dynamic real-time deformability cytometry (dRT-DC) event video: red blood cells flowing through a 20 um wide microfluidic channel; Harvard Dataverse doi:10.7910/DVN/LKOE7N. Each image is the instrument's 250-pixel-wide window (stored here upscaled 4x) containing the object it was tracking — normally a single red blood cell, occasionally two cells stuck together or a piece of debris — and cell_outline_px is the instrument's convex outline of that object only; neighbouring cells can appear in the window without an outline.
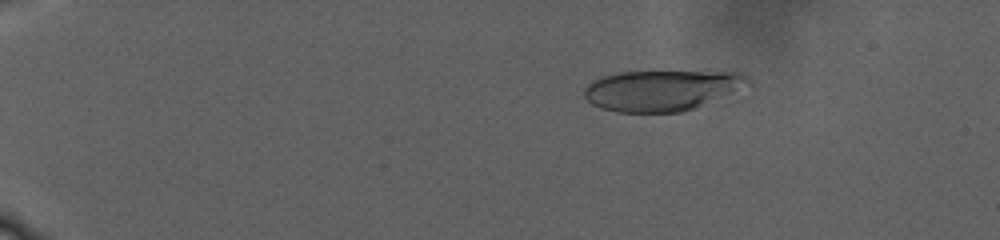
{"species": "human", "species_latin": "Homo sapiens", "temperature_condition": "warm", "stored_images_in_passage": 105, "camera_frame_rate_fps": 3000, "um_per_image_px": 0.085, "donor": {"sex": "male"}, "frame": {"image": 1, "passage_image": 25, "time_ms": 6.333, "image_size_px": [1000, 240], "cell_outline_px": [[752, 84], [696, 108], [680, 112], [616, 112], [600, 108], [592, 104], [584, 96], [584, 88], [592, 80], [600, 76], [616, 72], [740, 72], [752, 80]], "centroid_in_image_um": [56.23, 7.68], "position_along_channel_um": 28.8, "area_um2": 38.96}}
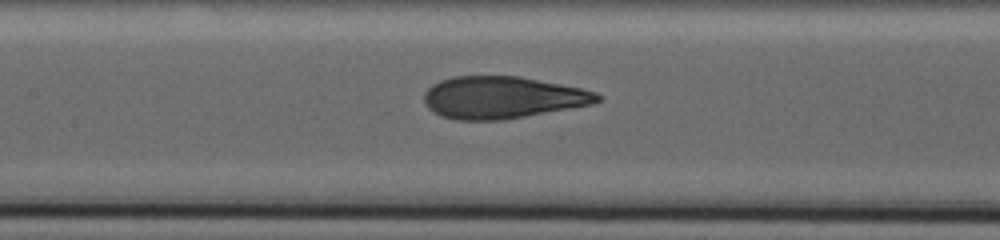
{"frame": {"image": 2, "passage_image": 71, "time_ms": 18.333, "image_size_px": [1000, 240], "cell_outline_px": [[604, 96], [600, 100], [592, 104], [504, 120], [456, 120], [440, 116], [428, 108], [424, 104], [424, 92], [432, 84], [440, 80], [452, 76], [520, 76], [580, 88], [596, 92]], "centroid_in_image_um": [42.67, 8.28], "position_along_channel_um": 164.7, "area_um2": 42.66}}
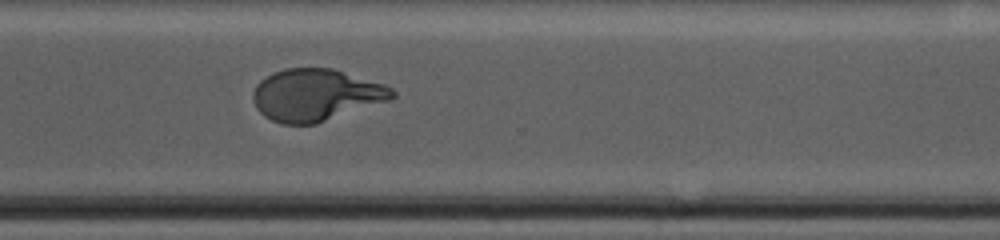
{"frame": {"image": 3, "passage_image": 104, "time_ms": 26.667, "image_size_px": [1000, 240], "cell_outline_px": [[396, 96], [392, 100], [316, 124], [280, 124], [264, 116], [256, 108], [252, 100], [252, 92], [256, 84], [260, 80], [272, 72], [284, 68], [332, 68], [384, 84], [392, 88], [396, 92]], "centroid_in_image_um": [26.85, 8.08], "position_along_channel_um": 343.8, "area_um2": 42.66}}